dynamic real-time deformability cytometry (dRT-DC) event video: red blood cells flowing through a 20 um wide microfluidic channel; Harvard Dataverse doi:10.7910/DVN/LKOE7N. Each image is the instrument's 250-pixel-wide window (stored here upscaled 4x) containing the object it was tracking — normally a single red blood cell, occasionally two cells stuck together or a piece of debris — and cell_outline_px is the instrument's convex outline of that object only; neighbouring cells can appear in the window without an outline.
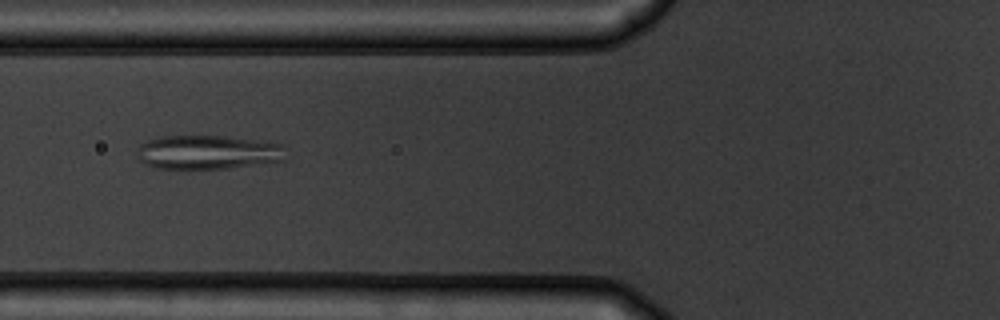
{"species": "common noctule bat (a hibernating species)", "species_latin": "Nyctalus noctula", "temperature_condition": "warm", "stored_images_in_passage": 5, "camera_frame_rate_fps": 3000, "um_per_image_px": 0.085, "animal": {"sex": "male", "body_mass_g": 19.5, "forearm_length_mm": 54.6}, "frame": {"image": 1, "passage_image": 2, "time_ms": 1.0, "image_size_px": [1000, 320], "cell_outline_px": [[284, 160], [228, 168], [152, 168], [144, 164], [140, 160], [136, 148], [140, 144], [148, 140], [160, 136], [224, 136], [284, 144]], "centroid_in_image_um": [17.62, 12.93], "position_along_channel_um": 108.2, "area_um2": 29.36}}